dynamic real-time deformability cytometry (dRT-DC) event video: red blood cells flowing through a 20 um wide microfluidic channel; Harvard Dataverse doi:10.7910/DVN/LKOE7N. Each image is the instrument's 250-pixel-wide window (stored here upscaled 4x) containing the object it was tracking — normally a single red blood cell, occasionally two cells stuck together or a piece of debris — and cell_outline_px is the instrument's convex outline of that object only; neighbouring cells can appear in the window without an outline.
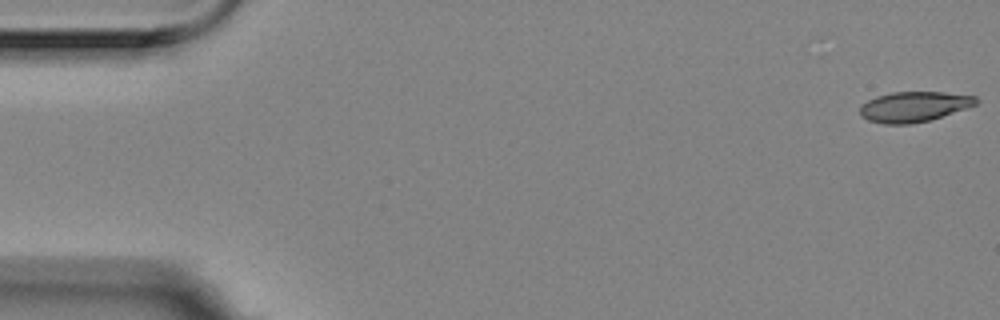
{"species": "Egyptian fruit bat (a non-hibernating species)", "species_latin": "Rousettus aegyptiacus", "temperature_condition": "room temperature", "stored_images_in_passage": 14, "camera_frame_rate_fps": 3000, "um_per_image_px": 0.085, "animal": {"sex": "female"}, "frame": {"image": 1, "passage_image": 1, "time_ms": 0.0, "image_size_px": [1000, 320], "cell_outline_px": [[980, 100], [976, 104], [968, 108], [928, 120], [908, 124], [884, 124], [868, 120], [860, 116], [860, 104], [876, 96], [892, 92], [944, 92], [976, 96]], "centroid_in_image_um": [77.68, 9.06], "position_along_channel_um": 7.3, "area_um2": 20.52}}